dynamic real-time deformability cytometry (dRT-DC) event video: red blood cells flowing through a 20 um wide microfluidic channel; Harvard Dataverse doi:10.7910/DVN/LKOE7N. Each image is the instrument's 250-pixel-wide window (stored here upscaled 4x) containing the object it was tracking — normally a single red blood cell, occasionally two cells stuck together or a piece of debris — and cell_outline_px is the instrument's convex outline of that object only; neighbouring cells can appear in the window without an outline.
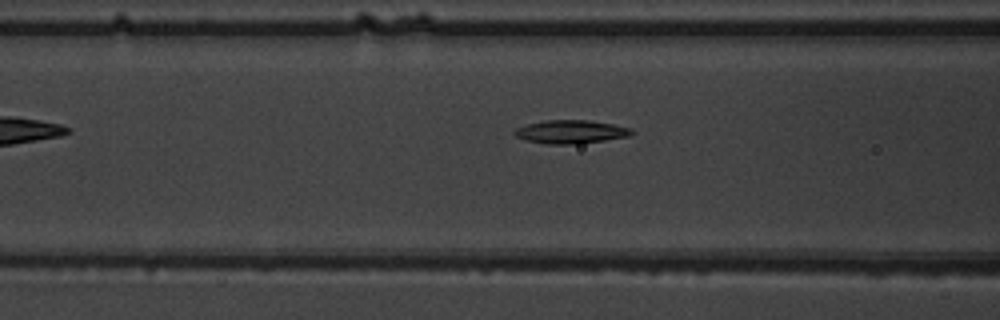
{"species": "common noctule bat (a hibernating species)", "species_latin": "Nyctalus noctula", "temperature_condition": "warm", "stored_images_in_passage": 4, "camera_frame_rate_fps": 3000, "um_per_image_px": 0.085, "animal": {"sex": "male", "body_mass_g": 19.5, "forearm_length_mm": 54.6}, "frame": {"image": 1, "passage_image": 3, "time_ms": 2.333, "image_size_px": [1000, 320], "cell_outline_px": [[636, 132], [632, 136], [580, 144], [544, 144], [524, 140], [516, 136], [512, 132], [516, 128], [528, 124], [544, 120], [588, 120], [612, 124], [632, 128]], "centroid_in_image_um": [48.55, 11.21], "position_along_channel_um": 118.1, "area_um2": 16.24}}
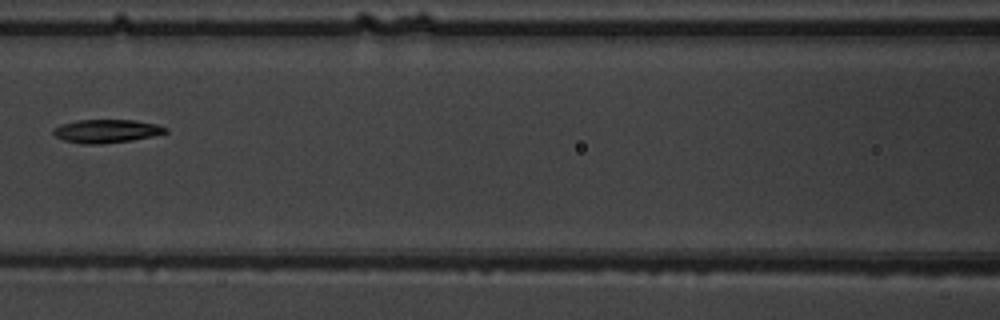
{"frame": {"image": 2, "passage_image": 4, "time_ms": 3.333, "image_size_px": [1000, 320], "cell_outline_px": [[168, 132], [152, 136], [132, 140], [100, 144], [84, 144], [64, 140], [56, 136], [52, 132], [52, 128], [60, 124], [76, 120], [136, 120], [156, 124], [168, 128]], "centroid_in_image_um": [9.03, 11.13], "position_along_channel_um": 157.6, "area_um2": 15.32}}